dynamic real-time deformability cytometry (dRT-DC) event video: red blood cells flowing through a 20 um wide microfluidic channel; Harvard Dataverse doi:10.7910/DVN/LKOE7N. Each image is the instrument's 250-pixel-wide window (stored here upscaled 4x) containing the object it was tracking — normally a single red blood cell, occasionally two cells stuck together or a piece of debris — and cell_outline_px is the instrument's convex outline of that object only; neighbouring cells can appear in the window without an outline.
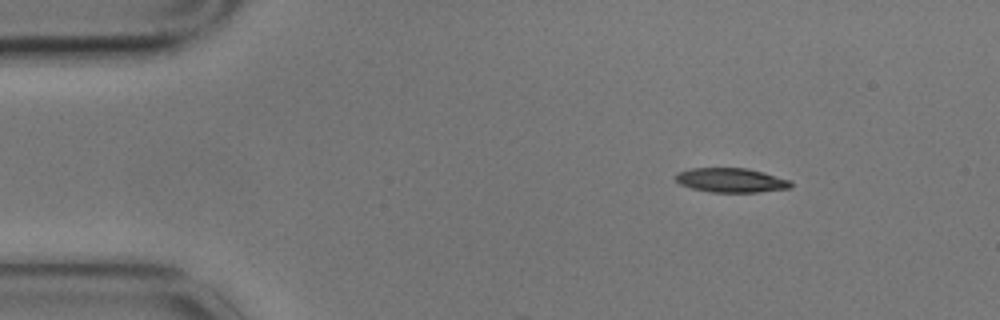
{"species": "common noctule bat (a hibernating species)", "species_latin": "Nyctalus noctula", "temperature_condition": "cold", "stored_images_in_passage": 7, "camera_frame_rate_fps": 3000, "um_per_image_px": 0.085, "animal": {"sex": "male", "body_mass_g": 17.9}, "frame": {"image": 1, "passage_image": 1, "time_ms": 0.0, "image_size_px": [1000, 320], "cell_outline_px": [[792, 188], [760, 192], [712, 192], [692, 188], [680, 184], [676, 180], [676, 172], [692, 168], [748, 168], [764, 172], [792, 180]], "centroid_in_image_um": [62.19, 15.31], "position_along_channel_um": 22.8, "area_um2": 16.47}}